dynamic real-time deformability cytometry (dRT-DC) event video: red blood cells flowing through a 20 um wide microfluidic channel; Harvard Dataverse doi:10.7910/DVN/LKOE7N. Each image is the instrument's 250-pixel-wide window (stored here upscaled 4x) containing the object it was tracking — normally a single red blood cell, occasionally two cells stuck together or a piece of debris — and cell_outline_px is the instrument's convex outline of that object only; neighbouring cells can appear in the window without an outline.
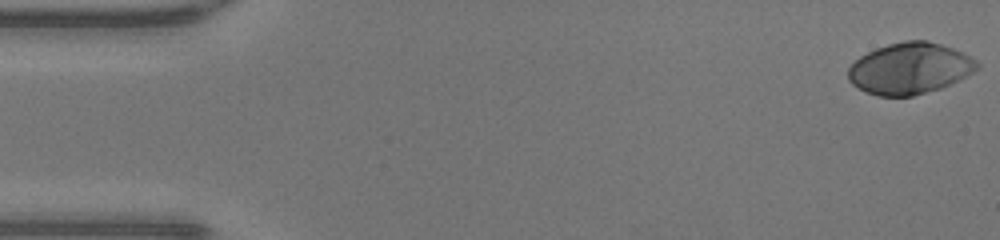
{"species": "human", "species_latin": "Homo sapiens", "temperature_condition": "warm", "stored_images_in_passage": 48, "camera_frame_rate_fps": 3000, "um_per_image_px": 0.085, "donor": {"sex": "male"}, "frame": {"image": 1, "passage_image": 1, "time_ms": 0.0, "image_size_px": [1000, 240], "cell_outline_px": [[980, 68], [940, 88], [912, 96], [876, 96], [852, 84], [848, 80], [848, 68], [860, 56], [876, 48], [888, 44], [904, 40], [928, 40], [952, 48], [976, 60], [980, 64]], "centroid_in_image_um": [77.3, 5.81], "position_along_channel_um": 7.7, "area_um2": 38.15}}
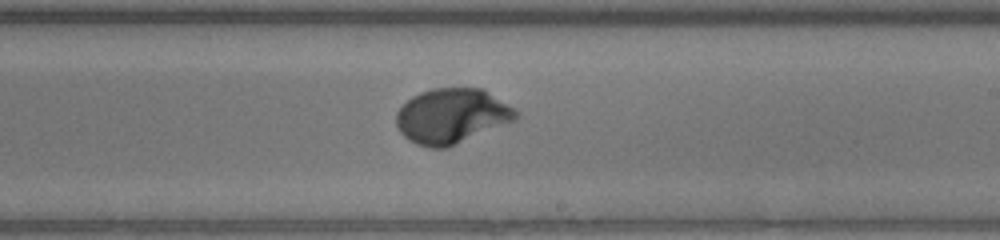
{"frame": {"image": 2, "passage_image": 28, "time_ms": 9.0, "image_size_px": [1000, 240], "cell_outline_px": [[520, 116], [516, 120], [448, 148], [428, 148], [416, 144], [408, 140], [400, 132], [396, 124], [396, 112], [412, 96], [420, 92], [436, 88], [484, 88], [516, 108], [520, 112]], "centroid_in_image_um": [38.44, 9.86], "position_along_channel_um": 250.6, "area_um2": 38.84}}
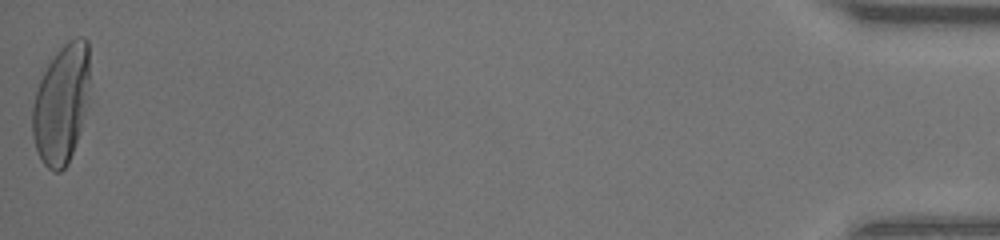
{"frame": {"image": 3, "passage_image": 48, "time_ms": 15.667, "image_size_px": [1000, 240], "cell_outline_px": [[88, 80], [84, 112], [80, 128], [68, 164], [60, 172], [52, 172], [40, 160], [32, 136], [32, 104], [40, 80], [48, 64], [60, 48], [68, 40], [76, 36], [84, 36], [88, 40]], "centroid_in_image_um": [5.18, 8.84], "position_along_channel_um": 430.0, "area_um2": 39.25}, "authors_computed_cell_mechanics": {"area_um2": 37.6856, "velocity_mm_per_s": 4.2987, "shape_relaxation_time_tau1_ms": 2.4043, "shape_relaxation_time_tau2_ms": null, "deformation_change_tau1": 0.2109, "deformation_change_tau2": null}}